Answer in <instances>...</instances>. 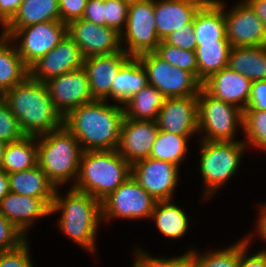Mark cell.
Instances as JSON below:
<instances>
[{"label":"cell","instance_id":"1","mask_svg":"<svg viewBox=\"0 0 266 267\" xmlns=\"http://www.w3.org/2000/svg\"><path fill=\"white\" fill-rule=\"evenodd\" d=\"M106 100H93L72 109L64 126L82 145L83 151L116 150L120 141L124 109Z\"/></svg>","mask_w":266,"mask_h":267},{"label":"cell","instance_id":"2","mask_svg":"<svg viewBox=\"0 0 266 267\" xmlns=\"http://www.w3.org/2000/svg\"><path fill=\"white\" fill-rule=\"evenodd\" d=\"M2 97L26 136H41L64 125V117L54 107L45 83L28 76Z\"/></svg>","mask_w":266,"mask_h":267},{"label":"cell","instance_id":"3","mask_svg":"<svg viewBox=\"0 0 266 267\" xmlns=\"http://www.w3.org/2000/svg\"><path fill=\"white\" fill-rule=\"evenodd\" d=\"M58 189L51 205V214L61 211L58 227L82 248L95 249L98 223L101 218V202L86 192L73 187L62 198Z\"/></svg>","mask_w":266,"mask_h":267},{"label":"cell","instance_id":"4","mask_svg":"<svg viewBox=\"0 0 266 267\" xmlns=\"http://www.w3.org/2000/svg\"><path fill=\"white\" fill-rule=\"evenodd\" d=\"M132 174V165L116 150L83 151L73 188L100 202Z\"/></svg>","mask_w":266,"mask_h":267},{"label":"cell","instance_id":"5","mask_svg":"<svg viewBox=\"0 0 266 267\" xmlns=\"http://www.w3.org/2000/svg\"><path fill=\"white\" fill-rule=\"evenodd\" d=\"M82 154L81 144L64 125L37 136L38 166L56 188L71 178L77 180Z\"/></svg>","mask_w":266,"mask_h":267},{"label":"cell","instance_id":"6","mask_svg":"<svg viewBox=\"0 0 266 267\" xmlns=\"http://www.w3.org/2000/svg\"><path fill=\"white\" fill-rule=\"evenodd\" d=\"M200 172L206 184L203 190L208 199L226 180L236 173L245 142L201 140Z\"/></svg>","mask_w":266,"mask_h":267},{"label":"cell","instance_id":"7","mask_svg":"<svg viewBox=\"0 0 266 267\" xmlns=\"http://www.w3.org/2000/svg\"><path fill=\"white\" fill-rule=\"evenodd\" d=\"M198 130L206 141H234L237 127L243 128V110L210 95L203 87L197 95ZM240 125V126H239Z\"/></svg>","mask_w":266,"mask_h":267},{"label":"cell","instance_id":"8","mask_svg":"<svg viewBox=\"0 0 266 267\" xmlns=\"http://www.w3.org/2000/svg\"><path fill=\"white\" fill-rule=\"evenodd\" d=\"M137 58L147 73L148 84L157 88L165 98L199 94L202 83L192 73L172 66L154 52L143 53Z\"/></svg>","mask_w":266,"mask_h":267},{"label":"cell","instance_id":"9","mask_svg":"<svg viewBox=\"0 0 266 267\" xmlns=\"http://www.w3.org/2000/svg\"><path fill=\"white\" fill-rule=\"evenodd\" d=\"M125 32L121 34V44L124 41L128 47L122 49L131 57L143 53L154 52L160 43L157 35L154 0H141L129 3Z\"/></svg>","mask_w":266,"mask_h":267},{"label":"cell","instance_id":"10","mask_svg":"<svg viewBox=\"0 0 266 267\" xmlns=\"http://www.w3.org/2000/svg\"><path fill=\"white\" fill-rule=\"evenodd\" d=\"M157 200L131 175L114 192L101 201V218H149Z\"/></svg>","mask_w":266,"mask_h":267},{"label":"cell","instance_id":"11","mask_svg":"<svg viewBox=\"0 0 266 267\" xmlns=\"http://www.w3.org/2000/svg\"><path fill=\"white\" fill-rule=\"evenodd\" d=\"M67 35V24L62 21H47L17 29L9 38L19 42L18 54L29 68L39 58L55 48Z\"/></svg>","mask_w":266,"mask_h":267},{"label":"cell","instance_id":"12","mask_svg":"<svg viewBox=\"0 0 266 267\" xmlns=\"http://www.w3.org/2000/svg\"><path fill=\"white\" fill-rule=\"evenodd\" d=\"M67 34L79 46L85 58L110 55L123 49L121 34L115 29L94 24L83 18L67 25Z\"/></svg>","mask_w":266,"mask_h":267},{"label":"cell","instance_id":"13","mask_svg":"<svg viewBox=\"0 0 266 267\" xmlns=\"http://www.w3.org/2000/svg\"><path fill=\"white\" fill-rule=\"evenodd\" d=\"M179 166L146 158L132 164V176L157 201L172 200L178 182Z\"/></svg>","mask_w":266,"mask_h":267},{"label":"cell","instance_id":"14","mask_svg":"<svg viewBox=\"0 0 266 267\" xmlns=\"http://www.w3.org/2000/svg\"><path fill=\"white\" fill-rule=\"evenodd\" d=\"M45 84L54 107L63 117L72 109L95 100L83 67L54 77Z\"/></svg>","mask_w":266,"mask_h":267},{"label":"cell","instance_id":"15","mask_svg":"<svg viewBox=\"0 0 266 267\" xmlns=\"http://www.w3.org/2000/svg\"><path fill=\"white\" fill-rule=\"evenodd\" d=\"M224 16L231 47L266 46V27L245 0Z\"/></svg>","mask_w":266,"mask_h":267},{"label":"cell","instance_id":"16","mask_svg":"<svg viewBox=\"0 0 266 267\" xmlns=\"http://www.w3.org/2000/svg\"><path fill=\"white\" fill-rule=\"evenodd\" d=\"M83 61L79 46L67 34L55 48L29 67V77L45 83L54 77L82 68Z\"/></svg>","mask_w":266,"mask_h":267},{"label":"cell","instance_id":"17","mask_svg":"<svg viewBox=\"0 0 266 267\" xmlns=\"http://www.w3.org/2000/svg\"><path fill=\"white\" fill-rule=\"evenodd\" d=\"M159 132L157 121L125 118L120 132L117 151L131 165L150 156Z\"/></svg>","mask_w":266,"mask_h":267},{"label":"cell","instance_id":"18","mask_svg":"<svg viewBox=\"0 0 266 267\" xmlns=\"http://www.w3.org/2000/svg\"><path fill=\"white\" fill-rule=\"evenodd\" d=\"M157 124L159 130L191 136L198 130L197 96L165 98Z\"/></svg>","mask_w":266,"mask_h":267},{"label":"cell","instance_id":"19","mask_svg":"<svg viewBox=\"0 0 266 267\" xmlns=\"http://www.w3.org/2000/svg\"><path fill=\"white\" fill-rule=\"evenodd\" d=\"M131 58L123 50L85 58L83 68L87 74L90 92L95 100L111 97V86L120 68Z\"/></svg>","mask_w":266,"mask_h":267},{"label":"cell","instance_id":"20","mask_svg":"<svg viewBox=\"0 0 266 267\" xmlns=\"http://www.w3.org/2000/svg\"><path fill=\"white\" fill-rule=\"evenodd\" d=\"M54 198H36L9 192L0 203V214L27 237L33 220L51 214Z\"/></svg>","mask_w":266,"mask_h":267},{"label":"cell","instance_id":"21","mask_svg":"<svg viewBox=\"0 0 266 267\" xmlns=\"http://www.w3.org/2000/svg\"><path fill=\"white\" fill-rule=\"evenodd\" d=\"M202 87L213 97L244 111L249 103L252 81L226 67L212 74Z\"/></svg>","mask_w":266,"mask_h":267},{"label":"cell","instance_id":"22","mask_svg":"<svg viewBox=\"0 0 266 267\" xmlns=\"http://www.w3.org/2000/svg\"><path fill=\"white\" fill-rule=\"evenodd\" d=\"M208 0H154L157 35L164 40L182 26L193 23L199 9Z\"/></svg>","mask_w":266,"mask_h":267},{"label":"cell","instance_id":"23","mask_svg":"<svg viewBox=\"0 0 266 267\" xmlns=\"http://www.w3.org/2000/svg\"><path fill=\"white\" fill-rule=\"evenodd\" d=\"M224 3L208 0L196 13L193 25L197 43H230L226 35Z\"/></svg>","mask_w":266,"mask_h":267},{"label":"cell","instance_id":"24","mask_svg":"<svg viewBox=\"0 0 266 267\" xmlns=\"http://www.w3.org/2000/svg\"><path fill=\"white\" fill-rule=\"evenodd\" d=\"M59 0H24L16 15L6 25L5 36L32 24L59 21Z\"/></svg>","mask_w":266,"mask_h":267},{"label":"cell","instance_id":"25","mask_svg":"<svg viewBox=\"0 0 266 267\" xmlns=\"http://www.w3.org/2000/svg\"><path fill=\"white\" fill-rule=\"evenodd\" d=\"M228 67L252 82L266 80V46L231 47Z\"/></svg>","mask_w":266,"mask_h":267},{"label":"cell","instance_id":"26","mask_svg":"<svg viewBox=\"0 0 266 267\" xmlns=\"http://www.w3.org/2000/svg\"><path fill=\"white\" fill-rule=\"evenodd\" d=\"M148 84L147 73L137 57H131L119 70L111 86V97L124 104Z\"/></svg>","mask_w":266,"mask_h":267},{"label":"cell","instance_id":"27","mask_svg":"<svg viewBox=\"0 0 266 267\" xmlns=\"http://www.w3.org/2000/svg\"><path fill=\"white\" fill-rule=\"evenodd\" d=\"M8 177L10 192L36 198L55 196L57 188L38 165L28 170L8 174Z\"/></svg>","mask_w":266,"mask_h":267},{"label":"cell","instance_id":"28","mask_svg":"<svg viewBox=\"0 0 266 267\" xmlns=\"http://www.w3.org/2000/svg\"><path fill=\"white\" fill-rule=\"evenodd\" d=\"M11 42L9 37L0 36V96L29 76V68Z\"/></svg>","mask_w":266,"mask_h":267},{"label":"cell","instance_id":"29","mask_svg":"<svg viewBox=\"0 0 266 267\" xmlns=\"http://www.w3.org/2000/svg\"><path fill=\"white\" fill-rule=\"evenodd\" d=\"M165 97L151 84L144 86L123 105L124 117L143 121H157Z\"/></svg>","mask_w":266,"mask_h":267},{"label":"cell","instance_id":"30","mask_svg":"<svg viewBox=\"0 0 266 267\" xmlns=\"http://www.w3.org/2000/svg\"><path fill=\"white\" fill-rule=\"evenodd\" d=\"M36 141L37 137L25 136L16 142L7 143L0 169L12 174L38 165Z\"/></svg>","mask_w":266,"mask_h":267},{"label":"cell","instance_id":"31","mask_svg":"<svg viewBox=\"0 0 266 267\" xmlns=\"http://www.w3.org/2000/svg\"><path fill=\"white\" fill-rule=\"evenodd\" d=\"M172 200L157 201L150 218L155 220L158 230L169 238L183 236L189 226L187 214Z\"/></svg>","mask_w":266,"mask_h":267},{"label":"cell","instance_id":"32","mask_svg":"<svg viewBox=\"0 0 266 267\" xmlns=\"http://www.w3.org/2000/svg\"><path fill=\"white\" fill-rule=\"evenodd\" d=\"M230 43H197L198 80L203 84L212 74L228 67Z\"/></svg>","mask_w":266,"mask_h":267},{"label":"cell","instance_id":"33","mask_svg":"<svg viewBox=\"0 0 266 267\" xmlns=\"http://www.w3.org/2000/svg\"><path fill=\"white\" fill-rule=\"evenodd\" d=\"M188 138L190 136L159 130L149 157L179 166L187 153Z\"/></svg>","mask_w":266,"mask_h":267},{"label":"cell","instance_id":"34","mask_svg":"<svg viewBox=\"0 0 266 267\" xmlns=\"http://www.w3.org/2000/svg\"><path fill=\"white\" fill-rule=\"evenodd\" d=\"M154 53L172 66L192 73L198 79V65L195 51L181 49L161 40Z\"/></svg>","mask_w":266,"mask_h":267},{"label":"cell","instance_id":"35","mask_svg":"<svg viewBox=\"0 0 266 267\" xmlns=\"http://www.w3.org/2000/svg\"><path fill=\"white\" fill-rule=\"evenodd\" d=\"M240 241L228 248L199 255L192 249V267H238Z\"/></svg>","mask_w":266,"mask_h":267},{"label":"cell","instance_id":"36","mask_svg":"<svg viewBox=\"0 0 266 267\" xmlns=\"http://www.w3.org/2000/svg\"><path fill=\"white\" fill-rule=\"evenodd\" d=\"M243 131L248 139V142L244 141L246 145L252 144L266 151V111L244 110Z\"/></svg>","mask_w":266,"mask_h":267},{"label":"cell","instance_id":"37","mask_svg":"<svg viewBox=\"0 0 266 267\" xmlns=\"http://www.w3.org/2000/svg\"><path fill=\"white\" fill-rule=\"evenodd\" d=\"M25 136L18 119L12 114L4 98L0 96V140L11 143Z\"/></svg>","mask_w":266,"mask_h":267},{"label":"cell","instance_id":"38","mask_svg":"<svg viewBox=\"0 0 266 267\" xmlns=\"http://www.w3.org/2000/svg\"><path fill=\"white\" fill-rule=\"evenodd\" d=\"M136 255L133 267H192V250L190 249L184 255L172 259L152 257L142 250L140 252L138 250Z\"/></svg>","mask_w":266,"mask_h":267},{"label":"cell","instance_id":"39","mask_svg":"<svg viewBox=\"0 0 266 267\" xmlns=\"http://www.w3.org/2000/svg\"><path fill=\"white\" fill-rule=\"evenodd\" d=\"M128 7L129 3L123 0H105V26L122 34L127 23Z\"/></svg>","mask_w":266,"mask_h":267},{"label":"cell","instance_id":"40","mask_svg":"<svg viewBox=\"0 0 266 267\" xmlns=\"http://www.w3.org/2000/svg\"><path fill=\"white\" fill-rule=\"evenodd\" d=\"M26 240L23 232L0 214V253L17 248Z\"/></svg>","mask_w":266,"mask_h":267},{"label":"cell","instance_id":"41","mask_svg":"<svg viewBox=\"0 0 266 267\" xmlns=\"http://www.w3.org/2000/svg\"><path fill=\"white\" fill-rule=\"evenodd\" d=\"M27 240L19 247L0 253V267H33Z\"/></svg>","mask_w":266,"mask_h":267},{"label":"cell","instance_id":"42","mask_svg":"<svg viewBox=\"0 0 266 267\" xmlns=\"http://www.w3.org/2000/svg\"><path fill=\"white\" fill-rule=\"evenodd\" d=\"M164 41L172 46L195 51L197 42L194 33L193 23L182 26L173 33L169 34Z\"/></svg>","mask_w":266,"mask_h":267},{"label":"cell","instance_id":"43","mask_svg":"<svg viewBox=\"0 0 266 267\" xmlns=\"http://www.w3.org/2000/svg\"><path fill=\"white\" fill-rule=\"evenodd\" d=\"M87 0H59L60 21L65 24L81 19Z\"/></svg>","mask_w":266,"mask_h":267},{"label":"cell","instance_id":"44","mask_svg":"<svg viewBox=\"0 0 266 267\" xmlns=\"http://www.w3.org/2000/svg\"><path fill=\"white\" fill-rule=\"evenodd\" d=\"M250 237H246L240 241V257L238 267H266V251H259L257 254L247 256V247L250 243Z\"/></svg>","mask_w":266,"mask_h":267},{"label":"cell","instance_id":"45","mask_svg":"<svg viewBox=\"0 0 266 267\" xmlns=\"http://www.w3.org/2000/svg\"><path fill=\"white\" fill-rule=\"evenodd\" d=\"M245 110L266 111V80L252 82L249 103Z\"/></svg>","mask_w":266,"mask_h":267},{"label":"cell","instance_id":"46","mask_svg":"<svg viewBox=\"0 0 266 267\" xmlns=\"http://www.w3.org/2000/svg\"><path fill=\"white\" fill-rule=\"evenodd\" d=\"M82 18L94 24L105 26V0H87Z\"/></svg>","mask_w":266,"mask_h":267},{"label":"cell","instance_id":"47","mask_svg":"<svg viewBox=\"0 0 266 267\" xmlns=\"http://www.w3.org/2000/svg\"><path fill=\"white\" fill-rule=\"evenodd\" d=\"M24 0H0V19L7 25Z\"/></svg>","mask_w":266,"mask_h":267},{"label":"cell","instance_id":"48","mask_svg":"<svg viewBox=\"0 0 266 267\" xmlns=\"http://www.w3.org/2000/svg\"><path fill=\"white\" fill-rule=\"evenodd\" d=\"M266 27V0H245Z\"/></svg>","mask_w":266,"mask_h":267},{"label":"cell","instance_id":"49","mask_svg":"<svg viewBox=\"0 0 266 267\" xmlns=\"http://www.w3.org/2000/svg\"><path fill=\"white\" fill-rule=\"evenodd\" d=\"M10 192L8 173L0 169V203L2 199Z\"/></svg>","mask_w":266,"mask_h":267},{"label":"cell","instance_id":"50","mask_svg":"<svg viewBox=\"0 0 266 267\" xmlns=\"http://www.w3.org/2000/svg\"><path fill=\"white\" fill-rule=\"evenodd\" d=\"M260 216L258 219V233L260 234L259 236L266 241V204L260 206Z\"/></svg>","mask_w":266,"mask_h":267},{"label":"cell","instance_id":"51","mask_svg":"<svg viewBox=\"0 0 266 267\" xmlns=\"http://www.w3.org/2000/svg\"><path fill=\"white\" fill-rule=\"evenodd\" d=\"M6 145H7L6 142L0 140V164H1V161H2V158H3V154H4V151H5Z\"/></svg>","mask_w":266,"mask_h":267},{"label":"cell","instance_id":"52","mask_svg":"<svg viewBox=\"0 0 266 267\" xmlns=\"http://www.w3.org/2000/svg\"><path fill=\"white\" fill-rule=\"evenodd\" d=\"M0 24H2L1 26L4 28L3 33L1 34V36L5 35V30H6V24L0 19Z\"/></svg>","mask_w":266,"mask_h":267},{"label":"cell","instance_id":"53","mask_svg":"<svg viewBox=\"0 0 266 267\" xmlns=\"http://www.w3.org/2000/svg\"><path fill=\"white\" fill-rule=\"evenodd\" d=\"M126 1L127 3H132V2H137V1H141V0H123Z\"/></svg>","mask_w":266,"mask_h":267}]
</instances>
